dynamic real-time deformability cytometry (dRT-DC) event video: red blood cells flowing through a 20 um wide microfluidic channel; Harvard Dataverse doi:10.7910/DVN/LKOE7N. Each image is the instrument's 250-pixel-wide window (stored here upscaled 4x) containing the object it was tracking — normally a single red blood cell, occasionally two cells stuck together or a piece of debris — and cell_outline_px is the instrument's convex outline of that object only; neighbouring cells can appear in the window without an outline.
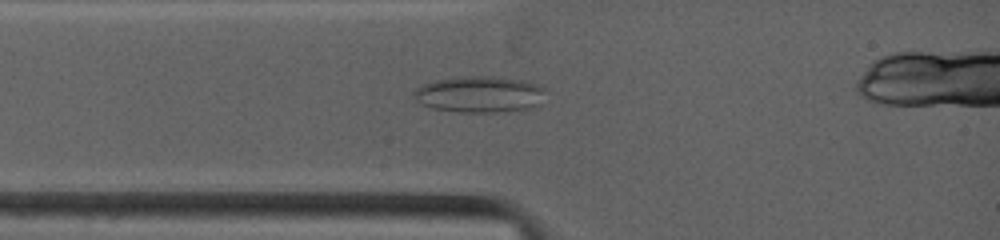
{"species": "common noctule bat (a hibernating species)", "species_latin": "Nyctalus noctula", "temperature_condition": "warm", "stored_images_in_passage": 88, "segment_of_instrument_passage": [1, 2], "camera_frame_rate_fps": 4500, "um_per_image_px": 0.085, "animal": {"sex": "female", "body_mass_g": 19.0, "forearm_length_mm": 53.3}, "frame": {"image": 1, "passage_image": 13, "time_ms": 1.778, "image_size_px": [1000, 240], "cell_outline_px": [[544, 88], [540, 104], [532, 108], [496, 112], [460, 112], [432, 108], [416, 100], [412, 96], [412, 92], [416, 88], [424, 84], [436, 80], [468, 76], [492, 76], [524, 80], [536, 84]], "centroid_in_image_um": [40.75, 8.02], "position_along_channel_um": 44.2, "area_um2": 27.74}}
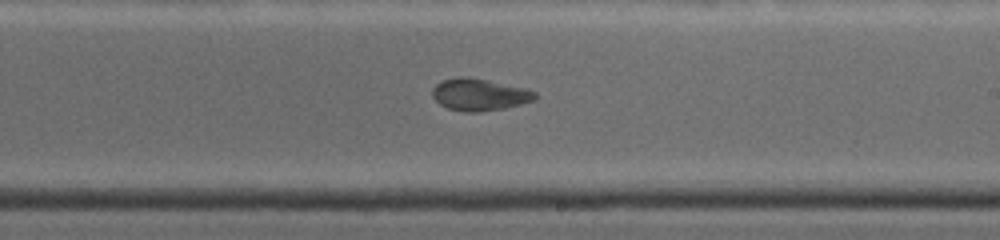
{"frame": {"image": 2, "passage_image": 50, "time_ms": 6.889, "image_size_px": [1000, 240], "cell_outline_px": [[536, 100], [504, 108], [480, 112], [464, 112], [448, 108], [440, 104], [432, 96], [432, 88], [440, 80], [464, 76], [524, 88], [536, 92]], "centroid_in_image_um": [40.72, 8.05], "position_along_channel_um": 248.3, "area_um2": 18.96}}
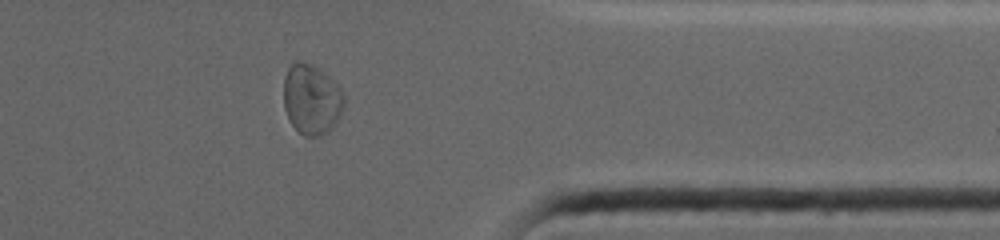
{"frame": {"image": 3, "passage_image": 78, "time_ms": 10.667, "image_size_px": [1000, 240], "cell_outline_px": [[344, 104], [332, 128], [328, 132], [316, 136], [304, 136], [292, 124], [284, 108], [284, 76], [288, 68], [296, 60], [300, 60], [312, 64], [340, 88], [344, 96]], "centroid_in_image_um": [26.45, 8.43], "position_along_channel_um": 384.9, "area_um2": 24.28}}